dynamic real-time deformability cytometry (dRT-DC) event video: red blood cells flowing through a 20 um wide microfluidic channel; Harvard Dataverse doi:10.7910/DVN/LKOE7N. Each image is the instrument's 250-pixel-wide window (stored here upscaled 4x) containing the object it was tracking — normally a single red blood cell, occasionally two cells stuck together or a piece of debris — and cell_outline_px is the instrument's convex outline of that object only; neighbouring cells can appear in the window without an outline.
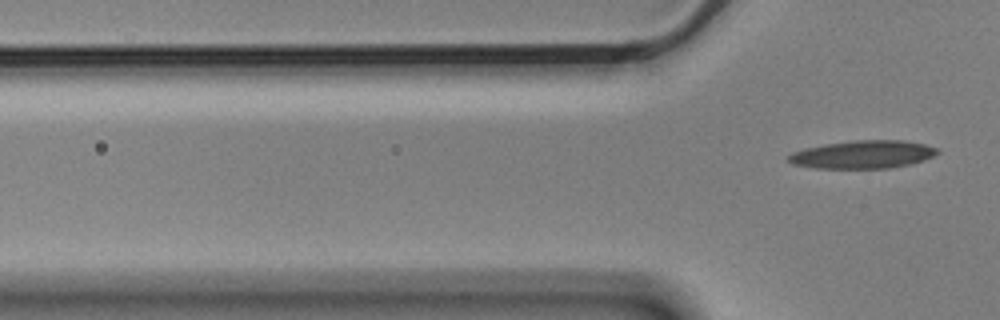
{"species": "Egyptian fruit bat (a non-hibernating species)", "species_latin": "Rousettus aegyptiacus", "temperature_condition": "cold", "stored_images_in_passage": 5, "camera_frame_rate_fps": 3000, "um_per_image_px": 0.085, "animal": {"sex": "male"}, "frame": {"image": 1, "passage_image": 5, "time_ms": 1.333, "image_size_px": [1000, 320], "cell_outline_px": [[940, 152], [924, 160], [892, 168], [812, 168], [792, 164], [788, 160], [788, 156], [792, 152], [804, 148], [824, 144], [856, 140], [900, 140], [924, 144], [936, 148]], "centroid_in_image_um": [73.31, 13.13], "position_along_channel_um": 52.5, "area_um2": 24.22}}